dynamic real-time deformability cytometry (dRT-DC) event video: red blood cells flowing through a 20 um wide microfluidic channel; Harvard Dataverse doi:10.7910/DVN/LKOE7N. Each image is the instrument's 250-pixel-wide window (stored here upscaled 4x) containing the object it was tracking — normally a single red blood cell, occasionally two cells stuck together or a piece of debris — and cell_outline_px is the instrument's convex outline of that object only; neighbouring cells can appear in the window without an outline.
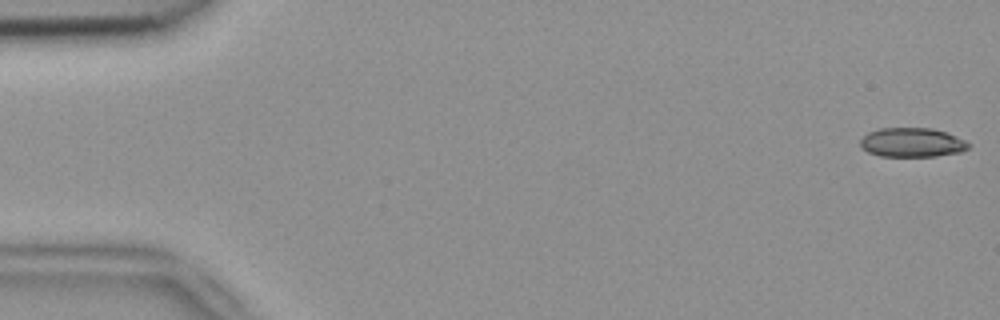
{"species": "common noctule bat (a hibernating species)", "species_latin": "Nyctalus noctula", "temperature_condition": "room temperature", "stored_images_in_passage": 52, "camera_frame_rate_fps": 3000, "um_per_image_px": 0.085, "animal": {"sex": "female", "body_mass_g": 18.4}, "frame": {"image": 1, "passage_image": 1, "time_ms": 0.0, "image_size_px": [1000, 320], "cell_outline_px": [[972, 144], [968, 148], [960, 152], [936, 156], [880, 156], [868, 152], [860, 148], [860, 140], [868, 132], [880, 128], [932, 128], [948, 132]], "centroid_in_image_um": [77.52, 12.1], "position_along_channel_um": 7.5, "area_um2": 18.55}}
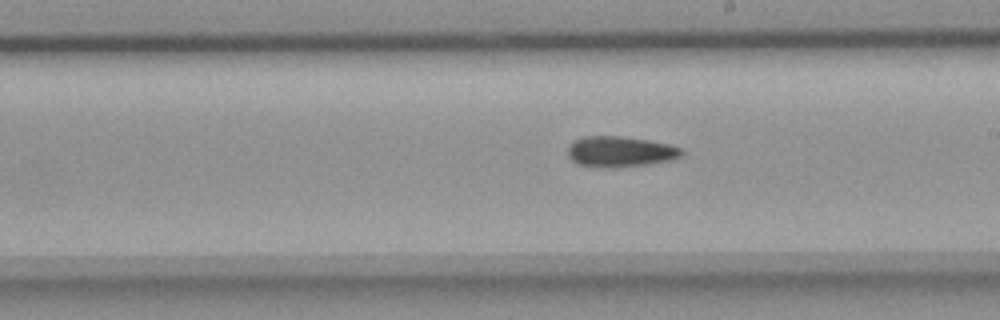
{"frame": {"image": 2, "passage_image": 30, "time_ms": 9.667, "image_size_px": [1000, 320], "cell_outline_px": [[684, 152], [680, 156], [672, 160], [648, 164], [616, 168], [604, 168], [576, 164], [568, 156], [568, 144], [584, 136], [620, 136], [648, 140], [668, 144], [680, 148]], "centroid_in_image_um": [52.69, 12.9], "position_along_channel_um": 236.3, "area_um2": 20.46}}
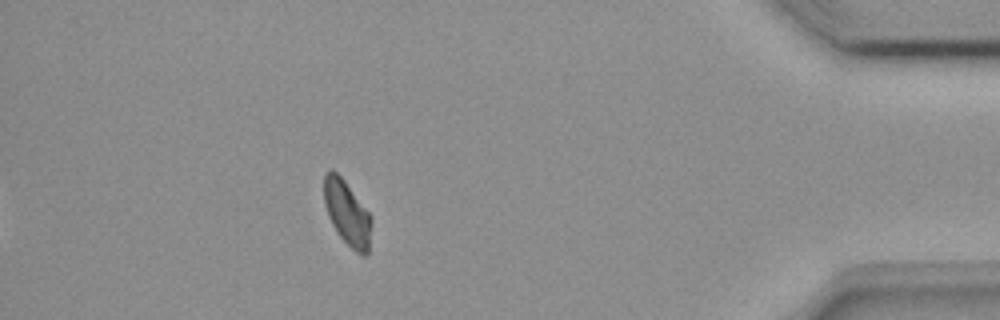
{"frame": {"image": 3, "passage_image": 52, "time_ms": 17.0, "image_size_px": [1000, 320], "cell_outline_px": [[372, 224], [368, 256], [360, 256], [340, 236], [332, 224], [328, 216], [324, 204], [324, 172], [332, 168], [344, 180], [372, 216]], "centroid_in_image_um": [29.52, 18.12], "position_along_channel_um": 405.7, "area_um2": 18.03}}